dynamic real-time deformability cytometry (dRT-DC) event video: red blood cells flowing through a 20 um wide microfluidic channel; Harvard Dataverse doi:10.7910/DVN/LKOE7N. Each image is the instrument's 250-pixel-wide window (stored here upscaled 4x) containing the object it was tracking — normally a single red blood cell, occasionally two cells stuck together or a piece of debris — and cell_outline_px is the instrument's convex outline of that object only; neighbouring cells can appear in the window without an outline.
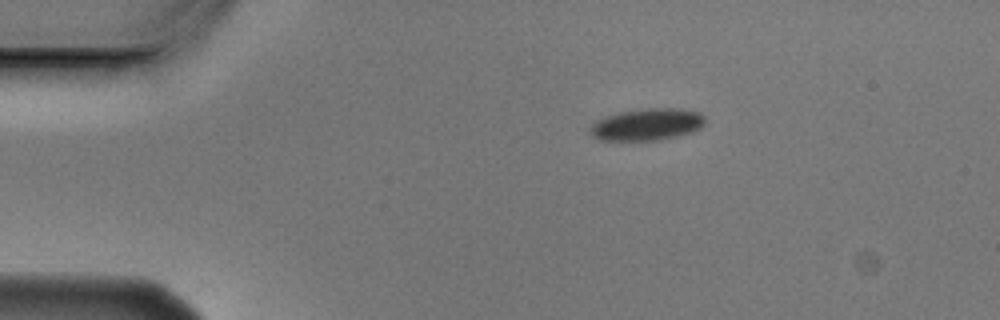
{"species": "Egyptian fruit bat (a non-hibernating species)", "species_latin": "Rousettus aegyptiacus", "temperature_condition": "cold", "stored_images_in_passage": 5, "camera_frame_rate_fps": 3000, "um_per_image_px": 0.085, "animal": {"sex": "male"}, "frame": {"image": 1, "passage_image": 1, "time_ms": 0.0, "image_size_px": [1000, 320], "cell_outline_px": [[704, 124], [700, 128], [692, 132], [676, 136], [656, 140], [600, 140], [592, 136], [588, 132], [592, 124], [596, 120], [604, 116], [620, 112], [648, 108], [680, 108], [700, 112], [704, 116]], "centroid_in_image_um": [54.98, 10.57], "position_along_channel_um": 30.0, "area_um2": 21.44}}
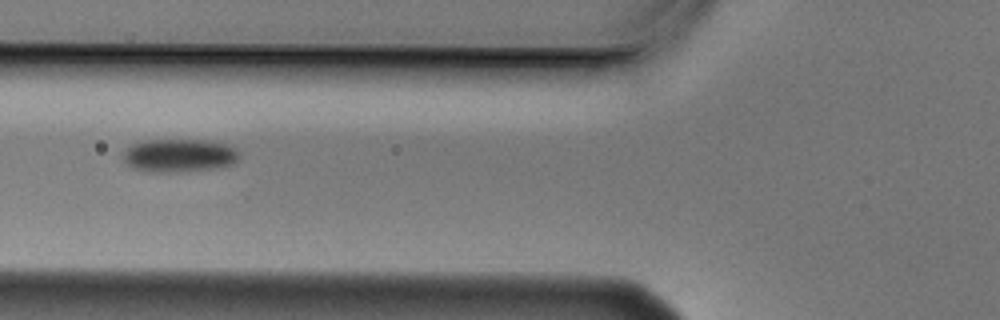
{"frame": {"image": 2, "passage_image": 4, "time_ms": 1.0, "image_size_px": [1000, 320], "cell_outline_px": [[240, 156], [236, 164], [220, 168], [180, 172], [148, 172], [132, 168], [120, 156], [120, 152], [132, 144], [144, 140], [216, 140], [228, 144], [236, 148], [240, 152]], "centroid_in_image_um": [15.27, 13.21], "position_along_channel_um": 110.5, "area_um2": 23.35}}
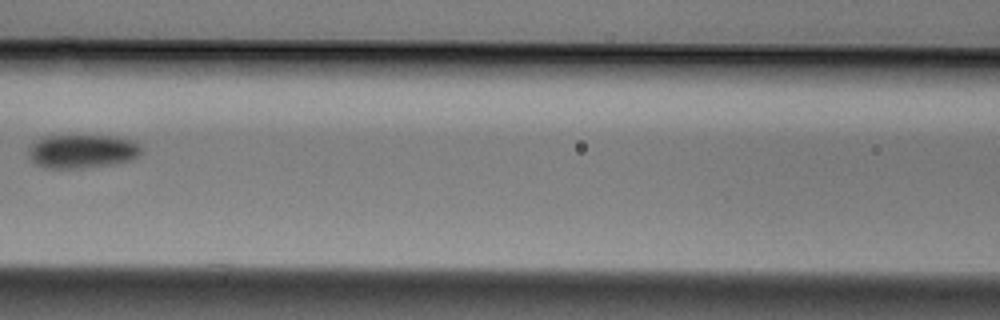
{"frame": {"image": 3, "passage_image": 5, "time_ms": 1.333, "image_size_px": [1000, 320], "cell_outline_px": [[144, 152], [140, 156], [132, 160], [112, 164], [76, 168], [48, 168], [36, 164], [28, 156], [28, 148], [36, 140], [44, 136], [116, 136], [136, 140], [144, 148]], "centroid_in_image_um": [7.06, 12.84], "position_along_channel_um": 159.5, "area_um2": 22.48}}